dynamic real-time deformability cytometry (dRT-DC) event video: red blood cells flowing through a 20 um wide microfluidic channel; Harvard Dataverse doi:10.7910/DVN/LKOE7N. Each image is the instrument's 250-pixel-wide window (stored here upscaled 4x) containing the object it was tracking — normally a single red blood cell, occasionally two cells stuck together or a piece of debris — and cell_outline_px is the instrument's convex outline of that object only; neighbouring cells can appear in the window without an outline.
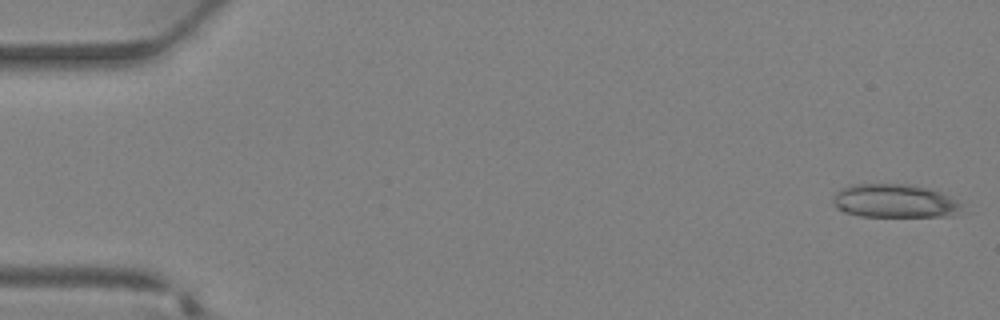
{"species": "Egyptian fruit bat (a non-hibernating species)", "species_latin": "Rousettus aegyptiacus", "temperature_condition": "warm", "stored_images_in_passage": 37, "camera_frame_rate_fps": 3000, "um_per_image_px": 0.085, "animal": {"sex": "female"}, "frame": {"image": 1, "passage_image": 1, "time_ms": 0.0, "image_size_px": [1000, 320], "cell_outline_px": [[960, 204], [952, 216], [860, 216], [844, 212], [836, 208], [832, 200], [832, 196], [840, 188], [852, 184], [908, 184], [928, 188], [940, 192], [956, 200]], "centroid_in_image_um": [75.94, 17.07], "position_along_channel_um": 9.1, "area_um2": 24.97}}
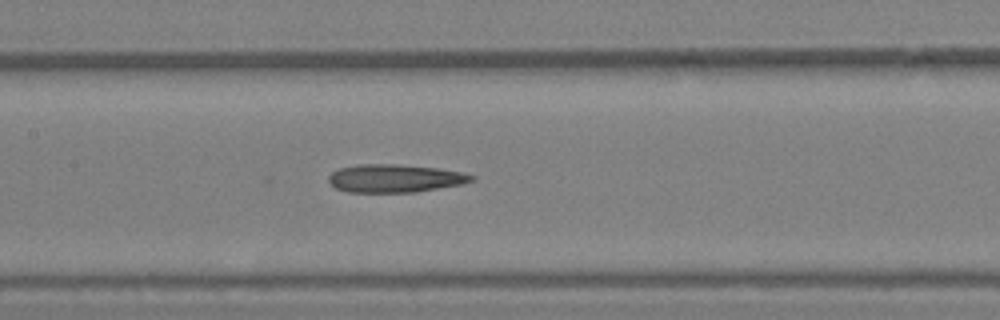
{"frame": {"image": 2, "passage_image": 18, "time_ms": 5.667, "image_size_px": [1000, 320], "cell_outline_px": [[476, 180], [460, 184], [416, 192], [348, 192], [336, 188], [328, 180], [328, 176], [332, 172], [340, 168], [360, 164], [396, 164], [436, 168], [460, 172], [476, 176]], "centroid_in_image_um": [33.56, 15.16], "position_along_channel_um": 173.8, "area_um2": 23.18}}
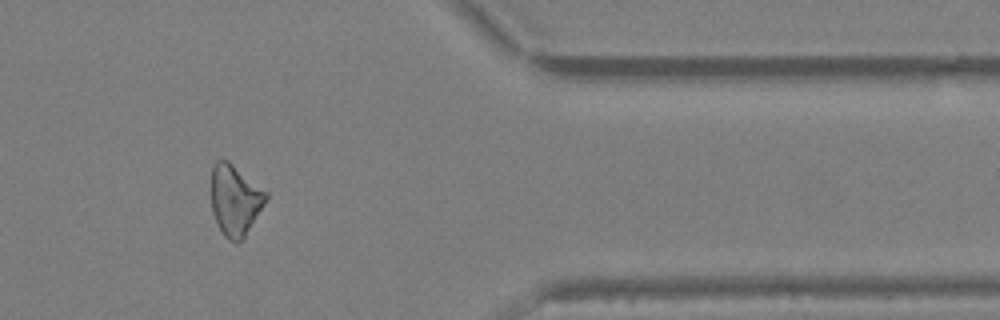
{"frame": {"image": 3, "passage_image": 31, "time_ms": 10.0, "image_size_px": [1000, 320], "cell_outline_px": [[268, 200], [244, 236], [236, 244], [228, 240], [224, 236], [212, 212], [212, 164], [216, 160], [228, 160], [268, 192]], "centroid_in_image_um": [19.99, 16.99], "position_along_channel_um": 391.4, "area_um2": 22.54}}